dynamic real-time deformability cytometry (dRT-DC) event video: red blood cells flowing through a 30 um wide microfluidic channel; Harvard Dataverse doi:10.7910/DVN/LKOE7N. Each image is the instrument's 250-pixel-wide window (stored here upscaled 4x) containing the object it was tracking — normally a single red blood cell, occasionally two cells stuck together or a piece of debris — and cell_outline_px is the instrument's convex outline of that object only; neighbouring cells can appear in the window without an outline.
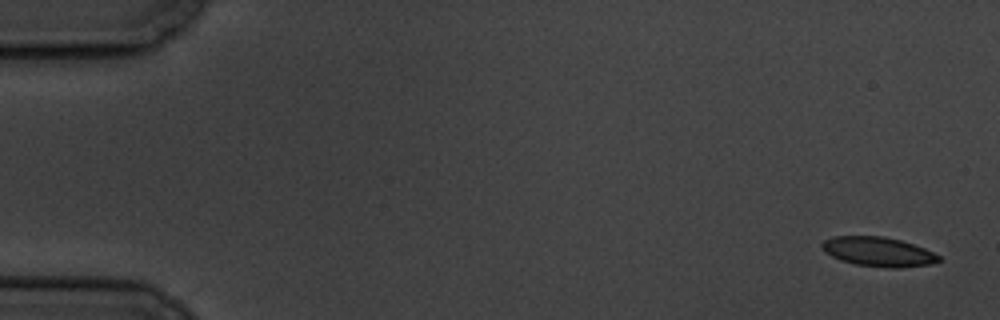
{"species": "common noctule bat (a hibernating species)", "species_latin": "Nyctalus noctula", "temperature_condition": "cold", "stored_images_in_passage": 6, "camera_frame_rate_fps": 3000, "um_per_image_px": 0.085, "animal": {"sex": "male", "body_mass_g": 19.5, "forearm_length_mm": 54.6}, "frame": {"image": 1, "passage_image": 1, "time_ms": 0.0, "image_size_px": [1000, 320], "cell_outline_px": [[940, 260], [932, 264], [900, 268], [884, 268], [856, 264], [840, 260], [824, 252], [820, 244], [824, 240], [832, 236], [884, 236], [900, 240], [924, 248], [940, 256]], "centroid_in_image_um": [74.63, 21.4], "position_along_channel_um": 10.4, "area_um2": 20.11}}